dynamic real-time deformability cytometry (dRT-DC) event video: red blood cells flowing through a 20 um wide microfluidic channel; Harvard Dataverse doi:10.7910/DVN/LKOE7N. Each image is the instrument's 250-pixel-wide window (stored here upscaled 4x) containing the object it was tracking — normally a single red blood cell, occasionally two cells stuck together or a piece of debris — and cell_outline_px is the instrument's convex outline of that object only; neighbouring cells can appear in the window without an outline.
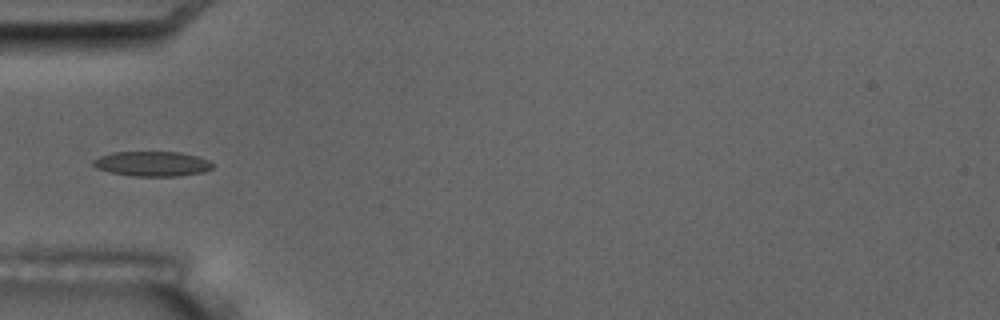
{"species": "common noctule bat (a hibernating species)", "species_latin": "Nyctalus noctula", "temperature_condition": "room temperature", "stored_images_in_passage": 10, "camera_frame_rate_fps": 3000, "um_per_image_px": 0.085, "animal": {"sex": "male", "body_mass_g": 17.5, "forearm_length_mm": 52.3}, "frame": {"image": 1, "passage_image": 5, "time_ms": 4.667, "image_size_px": [1000, 320], "cell_outline_px": [[216, 164], [212, 168], [204, 172], [176, 176], [132, 176], [108, 172], [96, 168], [92, 164], [92, 160], [100, 156], [112, 152], [180, 152], [200, 156]], "centroid_in_image_um": [12.95, 13.92], "position_along_channel_um": 72.0, "area_um2": 17.57}}